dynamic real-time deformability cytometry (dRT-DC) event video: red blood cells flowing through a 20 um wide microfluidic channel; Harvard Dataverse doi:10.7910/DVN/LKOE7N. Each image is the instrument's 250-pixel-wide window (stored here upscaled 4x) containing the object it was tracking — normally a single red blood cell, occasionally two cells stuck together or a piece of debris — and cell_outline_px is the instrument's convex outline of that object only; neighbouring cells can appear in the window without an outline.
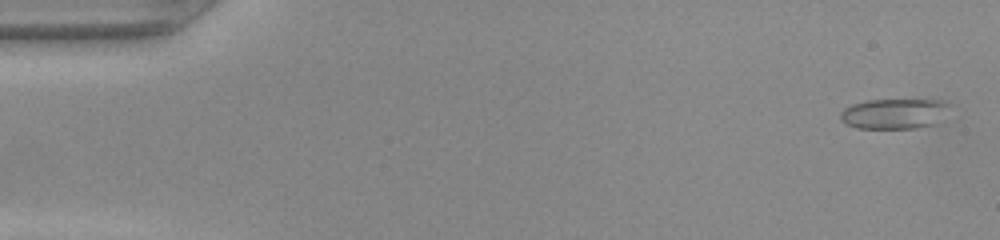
{"species": "common noctule bat (a hibernating species)", "species_latin": "Nyctalus noctula", "temperature_condition": "warm", "stored_images_in_passage": 44, "camera_frame_rate_fps": 3000, "um_per_image_px": 0.085, "animal": {"sex": "female", "body_mass_g": 22.0, "forearm_length_mm": 56.7}, "frame": {"image": 1, "passage_image": 2, "time_ms": 0.333, "image_size_px": [1000, 240], "cell_outline_px": [[948, 104], [932, 124], [916, 128], [856, 128], [844, 124], [840, 120], [840, 112], [844, 108], [852, 104], [868, 100], [944, 100]], "centroid_in_image_um": [75.85, 9.66], "position_along_channel_um": 9.2, "area_um2": 18.73}}
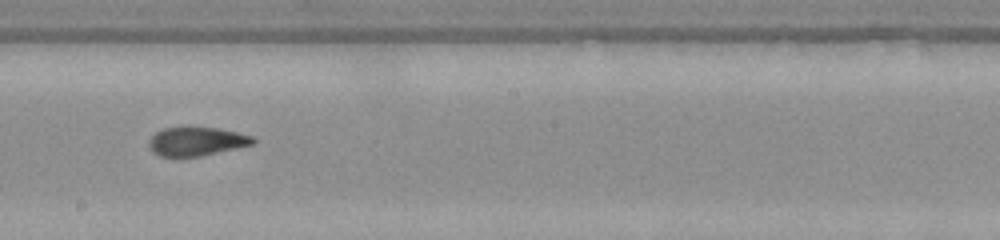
{"frame": {"image": 2, "passage_image": 28, "time_ms": 9.0, "image_size_px": [1000, 240], "cell_outline_px": [[256, 140], [252, 144], [236, 148], [200, 156], [160, 156], [152, 152], [148, 144], [148, 140], [156, 132], [164, 128], [188, 124], [216, 128], [236, 132], [252, 136]], "centroid_in_image_um": [16.65, 11.97], "position_along_channel_um": 231.6, "area_um2": 17.8}}
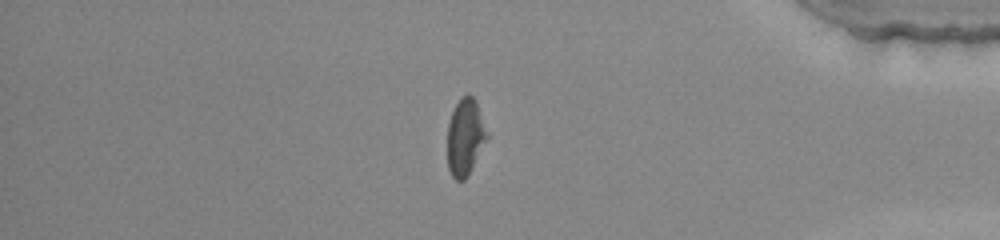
{"frame": {"image": 3, "passage_image": 42, "time_ms": 13.667, "image_size_px": [1000, 240], "cell_outline_px": [[488, 136], [468, 176], [464, 180], [456, 180], [452, 176], [448, 168], [448, 124], [452, 112], [456, 104], [468, 92], [476, 100]], "centroid_in_image_um": [39.53, 11.66], "position_along_channel_um": 395.7, "area_um2": 17.4}}